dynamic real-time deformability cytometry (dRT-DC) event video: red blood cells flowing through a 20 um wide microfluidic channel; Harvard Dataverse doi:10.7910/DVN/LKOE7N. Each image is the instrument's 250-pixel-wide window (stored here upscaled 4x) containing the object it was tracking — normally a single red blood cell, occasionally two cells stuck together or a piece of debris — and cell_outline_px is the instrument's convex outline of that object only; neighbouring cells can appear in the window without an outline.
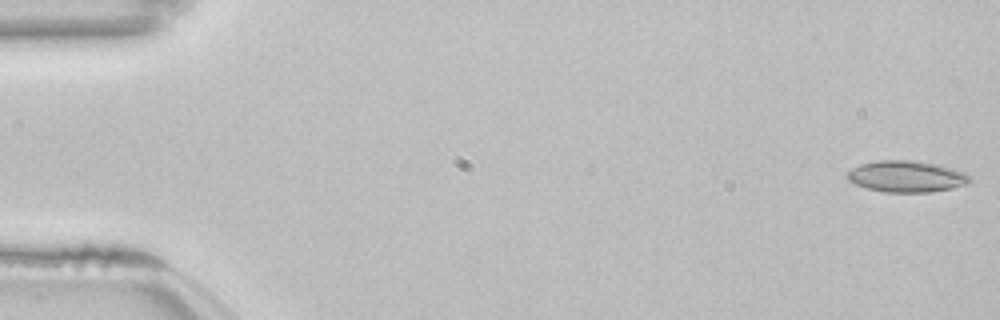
{"species": "common noctule bat (a hibernating species)", "species_latin": "Nyctalus noctula", "temperature_condition": "room temperature", "stored_images_in_passage": 53, "camera_frame_rate_fps": 3000, "um_per_image_px": 0.085, "animal": {"sex": "female", "body_mass_g": 22.7, "forearm_length_mm": 54.2}, "frame": {"image": 1, "passage_image": 1, "time_ms": 0.0, "image_size_px": [1000, 320], "cell_outline_px": [[972, 180], [968, 184], [952, 188], [928, 192], [884, 192], [868, 188], [856, 184], [848, 180], [844, 176], [852, 168], [860, 164], [876, 160], [908, 160], [932, 164], [952, 168], [964, 172]], "centroid_in_image_um": [77.02, 15.0], "position_along_channel_um": 8.0, "area_um2": 22.25}}
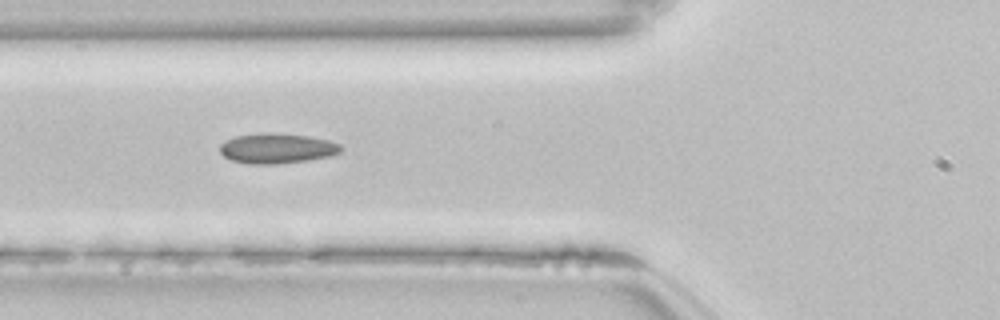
{"frame": {"image": 2, "passage_image": 20, "time_ms": 6.333, "image_size_px": [1000, 320], "cell_outline_px": [[344, 148], [340, 152], [328, 156], [308, 160], [276, 164], [248, 164], [232, 160], [224, 156], [220, 152], [220, 144], [224, 140], [236, 136], [264, 132], [308, 136], [328, 140], [340, 144]], "centroid_in_image_um": [23.52, 12.61], "position_along_channel_um": 102.3, "area_um2": 21.21}}
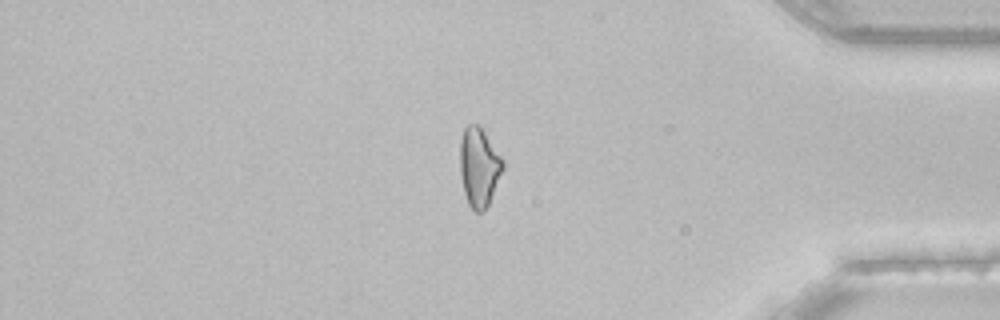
{"frame": {"image": 3, "passage_image": 45, "time_ms": 14.667, "image_size_px": [1000, 320], "cell_outline_px": [[504, 168], [488, 204], [484, 212], [476, 212], [468, 204], [464, 192], [460, 172], [460, 140], [464, 128], [468, 124], [480, 124], [504, 160]], "centroid_in_image_um": [40.72, 14.16], "position_along_channel_um": 394.5, "area_um2": 19.88}, "authors_computed_cell_mechanics": {"area_um2": 20.519, "velocity_mm_per_s": 3.8528, "shape_relaxation_time_tau1_ms": null, "shape_relaxation_time_tau2_ms": 3.8857, "deformation_change_tau1": null, "deformation_change_tau2": 0.1175}}